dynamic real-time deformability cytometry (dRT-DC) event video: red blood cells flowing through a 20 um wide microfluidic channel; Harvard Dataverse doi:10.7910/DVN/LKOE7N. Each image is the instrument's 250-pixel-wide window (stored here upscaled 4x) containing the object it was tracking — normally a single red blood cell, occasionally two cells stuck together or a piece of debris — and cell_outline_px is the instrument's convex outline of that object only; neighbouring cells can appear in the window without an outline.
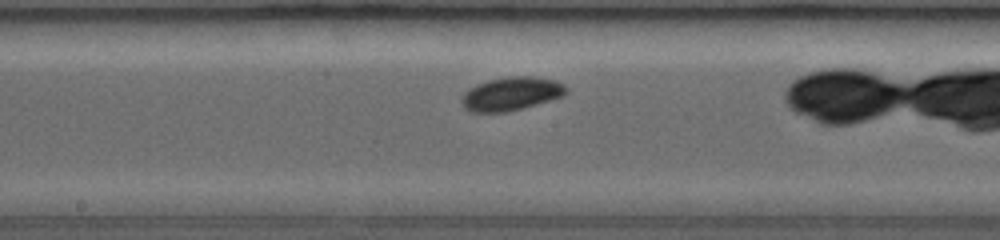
{"species": "common noctule bat (a hibernating species)", "species_latin": "Nyctalus noctula", "temperature_condition": "room temperature", "stored_images_in_passage": 31, "camera_frame_rate_fps": 3000, "um_per_image_px": 0.085, "animal": {"sex": "female", "body_mass_g": 19.0, "forearm_length_mm": 53.3}, "frame": {"image": 1, "passage_image": 15, "time_ms": 3.667, "image_size_px": [1000, 240], "cell_outline_px": [[568, 92], [564, 96], [524, 108], [508, 112], [472, 112], [464, 108], [460, 100], [464, 92], [468, 88], [476, 84], [488, 80], [508, 76], [532, 76], [556, 80], [564, 84], [568, 88]], "centroid_in_image_um": [43.46, 7.97], "position_along_channel_um": 204.7, "area_um2": 20.75}}
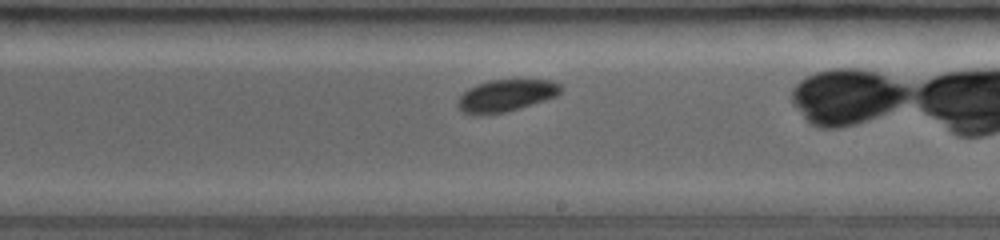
{"frame": {"image": 2, "passage_image": 18, "time_ms": 4.667, "image_size_px": [1000, 240], "cell_outline_px": [[564, 88], [556, 96], [520, 108], [504, 112], [480, 116], [476, 116], [464, 112], [456, 104], [456, 100], [468, 88], [476, 84], [492, 80], [552, 80], [560, 84]], "centroid_in_image_um": [42.99, 8.13], "position_along_channel_um": 246.0, "area_um2": 19.31}}